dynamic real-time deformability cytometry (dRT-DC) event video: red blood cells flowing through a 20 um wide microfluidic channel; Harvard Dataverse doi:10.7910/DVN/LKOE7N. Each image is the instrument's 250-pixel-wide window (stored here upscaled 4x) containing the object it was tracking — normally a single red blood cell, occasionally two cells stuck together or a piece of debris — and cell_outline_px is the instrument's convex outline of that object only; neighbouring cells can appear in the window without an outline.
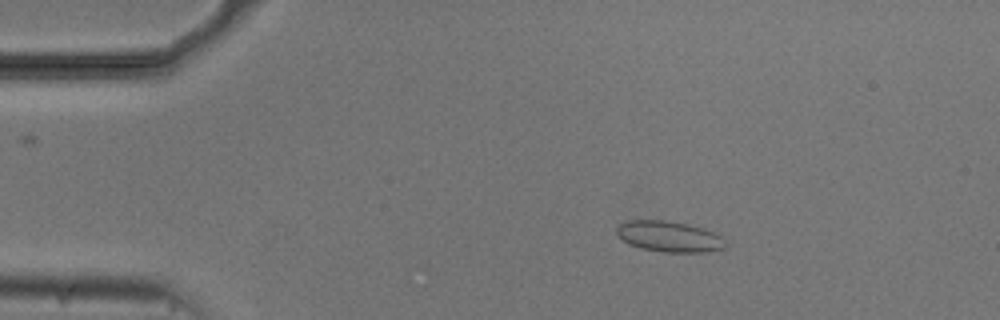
{"species": "common noctule bat (a hibernating species)", "species_latin": "Nyctalus noctula", "temperature_condition": "cold", "stored_images_in_passage": 54, "camera_frame_rate_fps": 3000, "um_per_image_px": 0.085, "animal": {"sex": "male", "body_mass_g": 20.5, "forearm_length_mm": 52.5}, "frame": {"image": 1, "passage_image": 9, "time_ms": 2.667, "image_size_px": [1000, 320], "cell_outline_px": [[728, 244], [724, 248], [708, 252], [660, 252], [640, 248], [628, 244], [616, 232], [616, 228], [620, 224], [628, 220], [664, 220], [688, 224], [704, 228], [716, 232]], "centroid_in_image_um": [56.91, 20.11], "position_along_channel_um": 28.1, "area_um2": 19.71}}
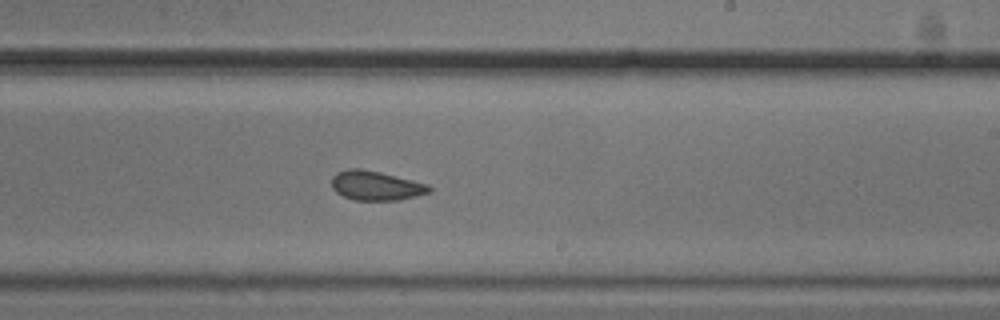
{"frame": {"image": 2, "passage_image": 32, "time_ms": 10.333, "image_size_px": [1000, 320], "cell_outline_px": [[432, 192], [400, 200], [356, 200], [344, 196], [336, 192], [332, 188], [332, 176], [336, 172], [348, 168], [360, 168], [380, 172], [428, 184], [432, 188]], "centroid_in_image_um": [31.95, 15.77], "position_along_channel_um": 257.0, "area_um2": 16.76}}
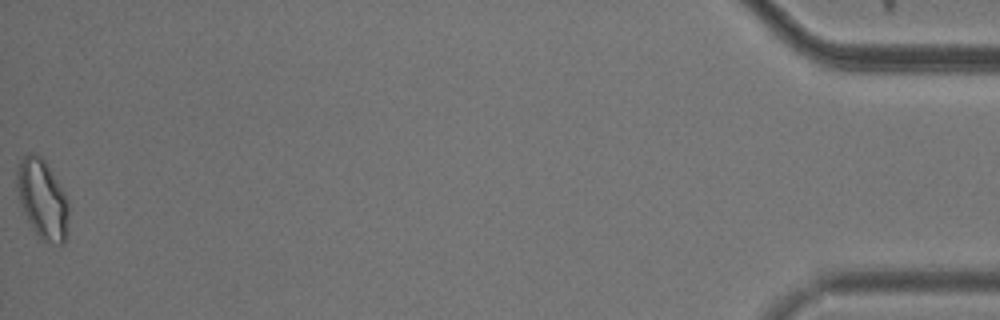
{"frame": {"image": 3, "passage_image": 54, "time_ms": 17.667, "image_size_px": [1000, 320], "cell_outline_px": [[68, 232], [64, 244], [60, 244], [40, 240], [32, 228], [20, 204], [16, 184], [16, 172], [20, 160], [28, 152], [36, 152], [48, 164], [64, 192], [68, 200]], "centroid_in_image_um": [3.61, 16.92], "position_along_channel_um": 431.6, "area_um2": 24.22}, "authors_computed_cell_mechanics": {"area_um2": 17.7446, "velocity_mm_per_s": 3.7203, "shape_relaxation_time_tau1_ms": null, "shape_relaxation_time_tau2_ms": 2.537, "deformation_change_tau1": null, "deformation_change_tau2": 0.0631}}